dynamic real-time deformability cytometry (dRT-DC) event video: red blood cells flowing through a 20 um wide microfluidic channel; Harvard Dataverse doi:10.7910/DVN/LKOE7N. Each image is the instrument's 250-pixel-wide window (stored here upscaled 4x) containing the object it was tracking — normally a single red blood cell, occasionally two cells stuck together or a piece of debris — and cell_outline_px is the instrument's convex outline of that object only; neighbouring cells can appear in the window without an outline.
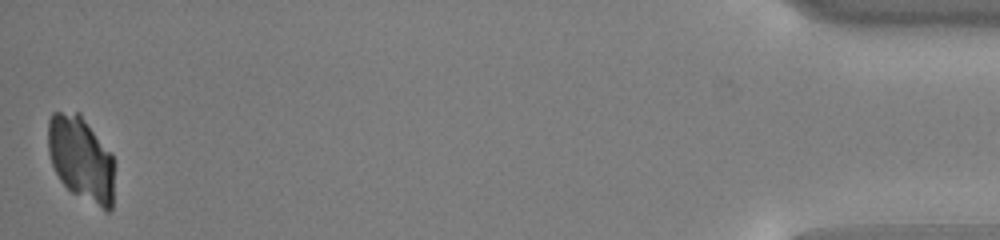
{"species": "common noctule bat (a hibernating species)", "species_latin": "Nyctalus noctula", "temperature_condition": "cold", "stored_images_in_passage": 51, "camera_frame_rate_fps": 3000, "um_per_image_px": 0.085, "animal": {"sex": "male", "body_mass_g": 13.0, "forearm_length_mm": 53.1}, "frame": {"image": 1, "passage_image": 51, "time_ms": 16.667, "image_size_px": [1000, 240], "cell_outline_px": [[112, 208], [108, 212], [104, 212], [72, 192], [60, 180], [52, 164], [48, 152], [48, 120], [52, 112], [80, 112], [112, 152]], "centroid_in_image_um": [6.88, 13.47], "position_along_channel_um": 428.3, "area_um2": 33.0}}